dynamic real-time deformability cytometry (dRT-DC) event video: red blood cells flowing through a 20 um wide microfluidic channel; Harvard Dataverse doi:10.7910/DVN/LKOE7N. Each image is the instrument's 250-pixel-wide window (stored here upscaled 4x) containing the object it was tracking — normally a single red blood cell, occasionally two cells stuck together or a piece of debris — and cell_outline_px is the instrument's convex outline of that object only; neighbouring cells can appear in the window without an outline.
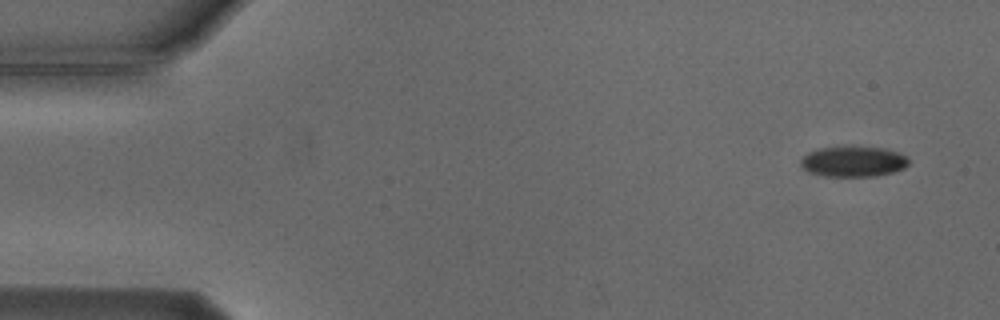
{"species": "Egyptian fruit bat (a non-hibernating species)", "species_latin": "Rousettus aegyptiacus", "temperature_condition": "cold", "stored_images_in_passage": 7, "camera_frame_rate_fps": 3000, "um_per_image_px": 0.085, "animal": {"sex": "male"}, "frame": {"image": 1, "passage_image": 1, "time_ms": 0.0, "image_size_px": [1000, 320], "cell_outline_px": [[908, 164], [904, 168], [892, 172], [876, 176], [824, 176], [808, 172], [800, 164], [800, 160], [808, 152], [820, 148], [844, 144], [852, 144], [884, 148], [900, 152], [908, 156]], "centroid_in_image_um": [72.54, 13.68], "position_along_channel_um": 12.5, "area_um2": 19.94}}
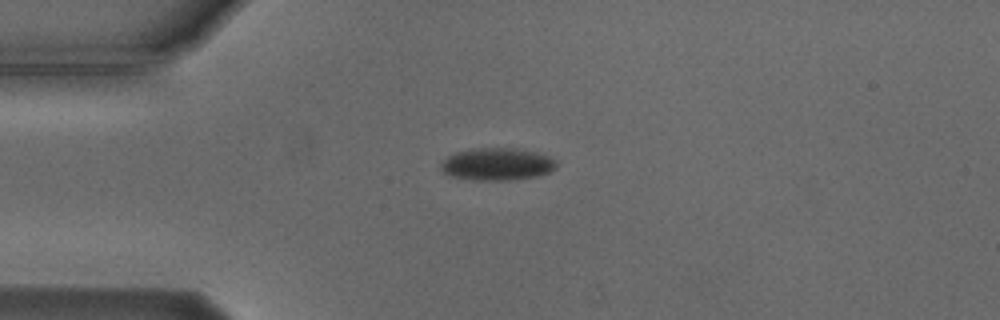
{"frame": {"image": 2, "passage_image": 4, "time_ms": 3.333, "image_size_px": [1000, 320], "cell_outline_px": [[556, 168], [552, 172], [536, 176], [508, 180], [476, 180], [452, 176], [444, 172], [440, 168], [440, 164], [452, 152], [472, 148], [516, 148], [536, 152], [548, 156], [556, 160]], "centroid_in_image_um": [42.25, 13.94], "position_along_channel_um": 42.7, "area_um2": 21.91}}
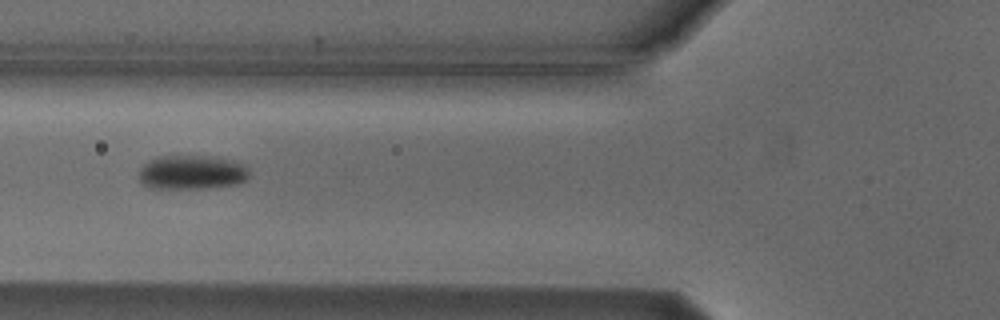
{"frame": {"image": 3, "passage_image": 6, "time_ms": 5.667, "image_size_px": [1000, 320], "cell_outline_px": [[248, 176], [244, 180], [236, 184], [200, 188], [152, 188], [144, 184], [140, 180], [140, 168], [148, 160], [156, 156], [208, 156], [232, 160], [244, 164], [248, 168]], "centroid_in_image_um": [16.29, 14.63], "position_along_channel_um": 109.5, "area_um2": 21.79}}